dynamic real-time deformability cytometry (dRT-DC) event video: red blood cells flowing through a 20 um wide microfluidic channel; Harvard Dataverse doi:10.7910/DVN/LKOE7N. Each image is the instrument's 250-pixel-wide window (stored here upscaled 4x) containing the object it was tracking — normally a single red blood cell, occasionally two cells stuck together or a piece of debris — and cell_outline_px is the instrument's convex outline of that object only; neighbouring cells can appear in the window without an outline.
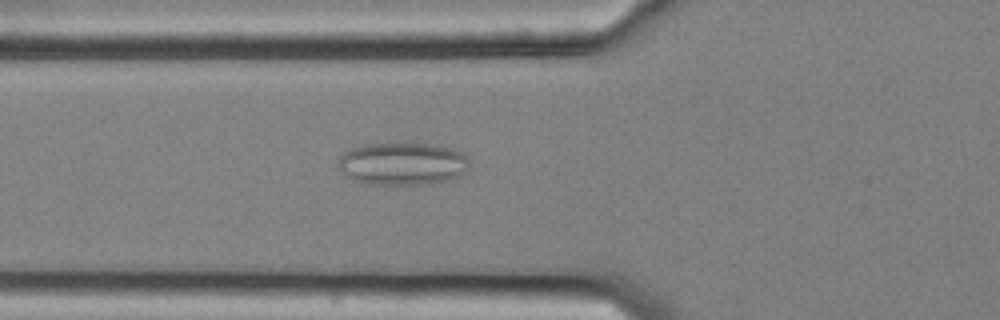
{"species": "common noctule bat (a hibernating species)", "species_latin": "Nyctalus noctula", "temperature_condition": "cold", "stored_images_in_passage": 52, "camera_frame_rate_fps": 3000, "um_per_image_px": 0.085, "animal": {"sex": "female", "body_mass_g": 25.1}, "frame": {"image": 1, "passage_image": 17, "time_ms": 5.333, "image_size_px": [1000, 320], "cell_outline_px": [[468, 168], [460, 176], [444, 180], [420, 184], [372, 184], [352, 180], [340, 168], [340, 156], [344, 152], [352, 148], [364, 144], [404, 140], [432, 144], [452, 148], [460, 152], [468, 160]], "centroid_in_image_um": [34.2, 13.86], "position_along_channel_um": 91.6, "area_um2": 32.95}}
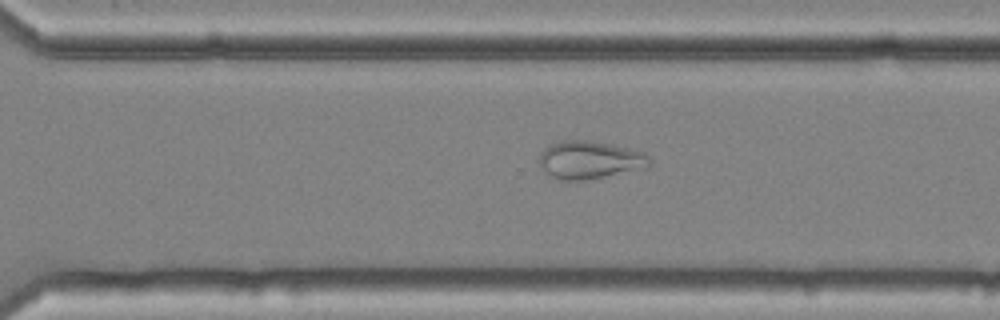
{"frame": {"image": 2, "passage_image": 36, "time_ms": 11.667, "image_size_px": [1000, 320], "cell_outline_px": [[652, 160], [648, 168], [592, 180], [560, 180], [544, 172], [540, 164], [540, 156], [544, 148], [548, 144], [560, 140], [588, 140], [612, 144], [644, 152]], "centroid_in_image_um": [50.16, 13.6], "position_along_channel_um": 320.4, "area_um2": 24.85}}
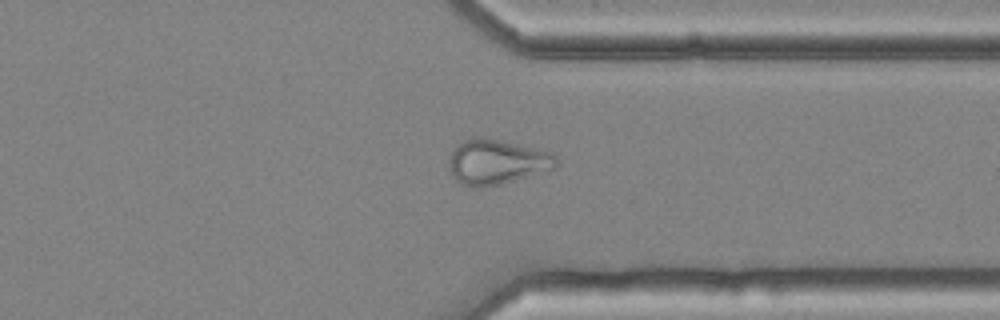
{"frame": {"image": 3, "passage_image": 40, "time_ms": 13.0, "image_size_px": [1000, 320], "cell_outline_px": [[560, 164], [556, 168], [500, 184], [480, 188], [472, 188], [456, 180], [452, 176], [448, 168], [448, 160], [452, 152], [464, 140], [472, 136], [476, 136], [500, 140], [520, 144], [552, 152], [556, 156]], "centroid_in_image_um": [42.24, 13.76], "position_along_channel_um": 369.2, "area_um2": 28.32}, "authors_computed_cell_mechanics": {"area_um2": 28.7844, "velocity_mm_per_s": 3.6147, "shape_relaxation_time_tau1_ms": null, "shape_relaxation_time_tau2_ms": 2.3157, "deformation_change_tau1": null, "deformation_change_tau2": 0.0721}}